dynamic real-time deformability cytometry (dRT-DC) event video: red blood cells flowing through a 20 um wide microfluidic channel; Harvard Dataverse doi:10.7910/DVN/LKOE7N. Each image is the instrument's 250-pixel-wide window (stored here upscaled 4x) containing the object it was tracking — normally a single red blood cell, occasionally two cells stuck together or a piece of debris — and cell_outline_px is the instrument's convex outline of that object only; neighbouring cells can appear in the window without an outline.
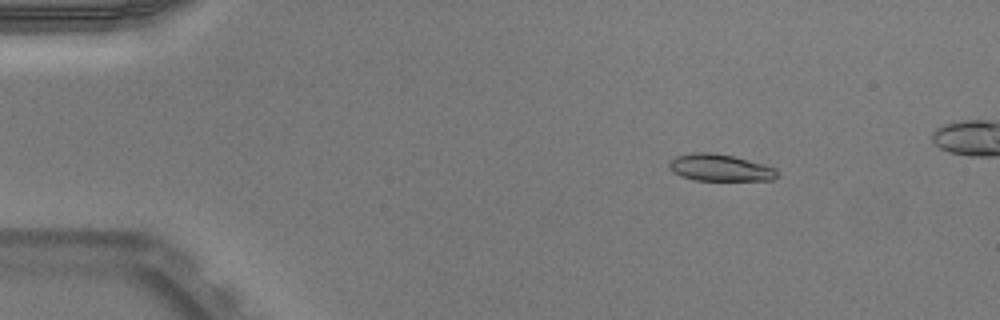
{"species": "Egyptian fruit bat (a non-hibernating species)", "species_latin": "Rousettus aegyptiacus", "temperature_condition": "warm", "stored_images_in_passage": 48, "camera_frame_rate_fps": 3000, "um_per_image_px": 0.085, "animal": {"sex": "male"}, "frame": {"image": 1, "passage_image": 7, "time_ms": 2.0, "image_size_px": [1000, 320], "cell_outline_px": [[780, 176], [772, 180], [696, 180], [680, 176], [672, 172], [668, 168], [668, 160], [676, 156], [692, 152], [712, 152], [732, 156], [764, 164], [776, 168], [780, 172]], "centroid_in_image_um": [61.19, 14.25], "position_along_channel_um": 23.8, "area_um2": 17.22}}
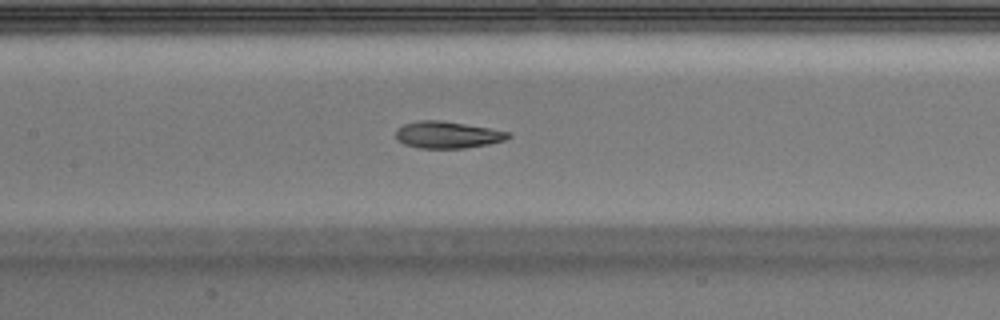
{"frame": {"image": 2, "passage_image": 24, "time_ms": 7.667, "image_size_px": [1000, 320], "cell_outline_px": [[512, 136], [504, 140], [488, 144], [464, 148], [420, 148], [404, 144], [396, 140], [396, 128], [404, 124], [420, 120], [440, 120], [488, 128], [508, 132]], "centroid_in_image_um": [37.99, 11.46], "position_along_channel_um": 169.4, "area_um2": 17.46}}
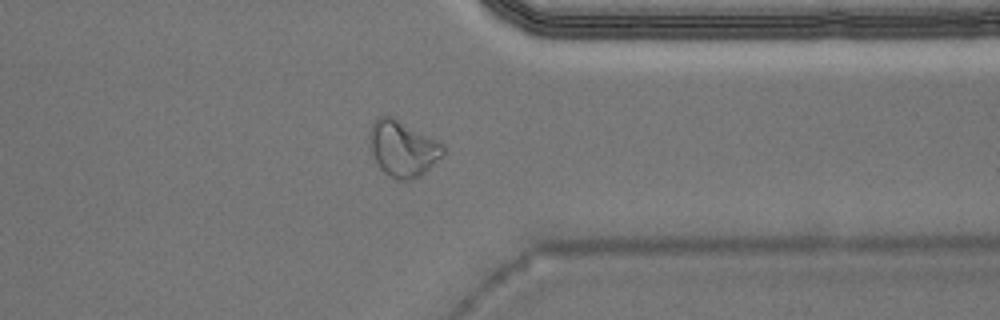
{"frame": {"image": 3, "passage_image": 40, "time_ms": 13.0, "image_size_px": [1000, 320], "cell_outline_px": [[444, 156], [420, 176], [412, 180], [396, 180], [388, 176], [380, 168], [368, 148], [368, 136], [372, 124], [376, 116], [392, 116], [444, 144]], "centroid_in_image_um": [34.21, 12.64], "position_along_channel_um": 377.2, "area_um2": 24.33}}